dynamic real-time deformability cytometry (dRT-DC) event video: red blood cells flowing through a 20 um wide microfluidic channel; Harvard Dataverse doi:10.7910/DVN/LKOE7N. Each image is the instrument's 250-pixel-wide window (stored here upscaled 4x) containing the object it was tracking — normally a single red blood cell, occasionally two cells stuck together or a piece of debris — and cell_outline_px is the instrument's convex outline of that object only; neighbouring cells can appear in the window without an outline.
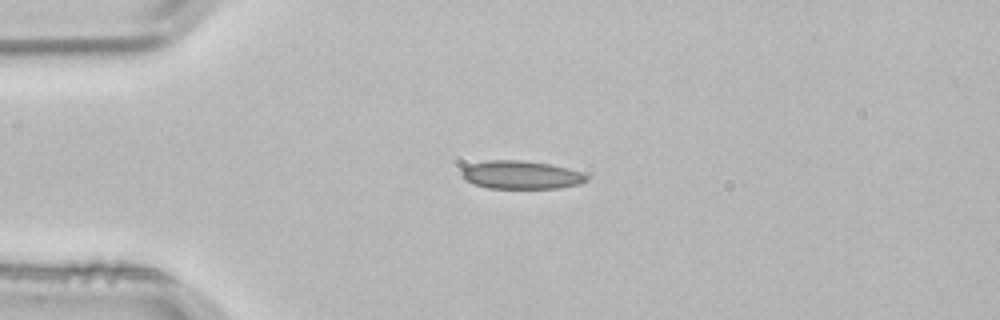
{"species": "common noctule bat (a hibernating species)", "species_latin": "Nyctalus noctula", "temperature_condition": "room temperature", "stored_images_in_passage": 3, "camera_frame_rate_fps": 3000, "um_per_image_px": 0.085, "animal": {"sex": "male", "body_mass_g": 21.5, "forearm_length_mm": 52.0}, "frame": {"image": 1, "passage_image": 2, "time_ms": 0.333, "image_size_px": [1000, 320], "cell_outline_px": [[588, 180], [580, 184], [556, 188], [488, 188], [472, 184], [464, 180], [460, 176], [460, 172], [464, 168], [472, 164], [488, 160], [520, 160], [552, 164], [568, 168], [580, 172], [588, 176]], "centroid_in_image_um": [44.26, 14.87], "position_along_channel_um": 40.7, "area_um2": 20.63}}